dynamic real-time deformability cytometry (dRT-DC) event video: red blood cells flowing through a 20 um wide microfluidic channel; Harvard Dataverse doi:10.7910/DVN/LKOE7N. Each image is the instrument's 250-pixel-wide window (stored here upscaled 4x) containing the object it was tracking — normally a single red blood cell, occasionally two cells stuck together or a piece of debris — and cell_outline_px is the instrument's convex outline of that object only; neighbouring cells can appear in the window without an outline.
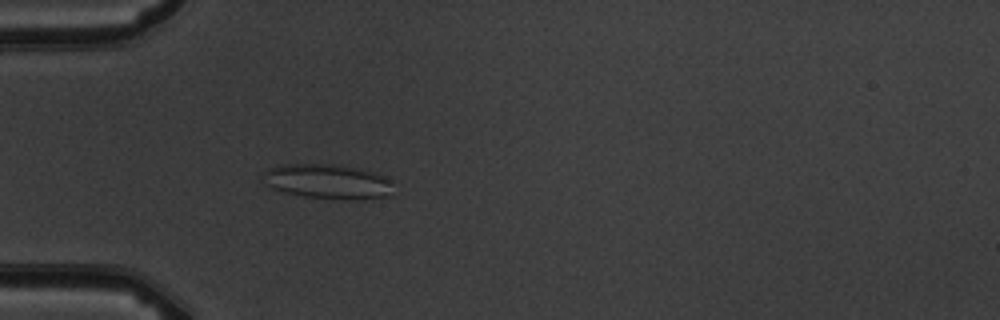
{"species": "common noctule bat (a hibernating species)", "species_latin": "Nyctalus noctula", "temperature_condition": "warm", "stored_images_in_passage": 4, "camera_frame_rate_fps": 3000, "um_per_image_px": 0.085, "animal": {"sex": "male", "body_mass_g": 19.5, "forearm_length_mm": 54.6}, "frame": {"image": 1, "passage_image": 4, "time_ms": 3.667, "image_size_px": [1000, 320], "cell_outline_px": [[392, 196], [344, 200], [304, 196], [284, 192], [272, 188], [268, 184], [264, 172], [268, 168], [284, 164], [332, 164], [356, 168], [372, 172], [388, 180], [392, 184]], "centroid_in_image_um": [27.86, 15.44], "position_along_channel_um": 57.1, "area_um2": 25.89}}